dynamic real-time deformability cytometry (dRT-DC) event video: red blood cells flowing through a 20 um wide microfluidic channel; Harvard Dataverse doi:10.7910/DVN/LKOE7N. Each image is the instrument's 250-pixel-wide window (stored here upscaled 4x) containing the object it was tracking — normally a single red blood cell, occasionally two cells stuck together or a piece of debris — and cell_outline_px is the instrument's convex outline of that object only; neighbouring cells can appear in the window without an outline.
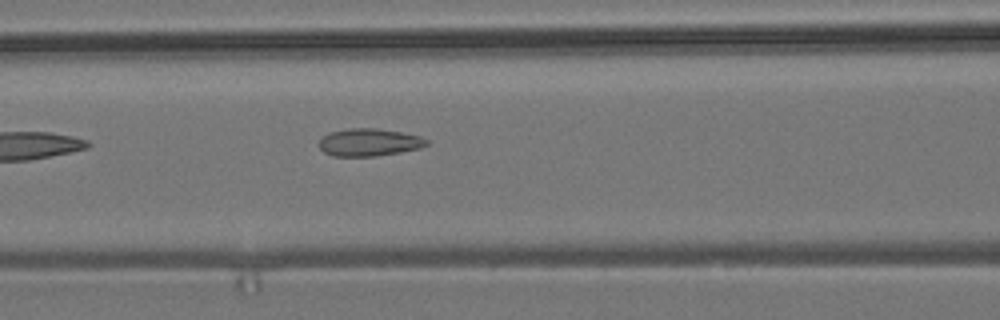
{"species": "common noctule bat (a hibernating species)", "species_latin": "Nyctalus noctula", "temperature_condition": "room temperature", "stored_images_in_passage": 6, "camera_frame_rate_fps": 3000, "um_per_image_px": 0.085, "animal": {"sex": "male", "body_mass_g": 19.2, "forearm_length_mm": 51.8}, "frame": {"image": 1, "passage_image": 6, "time_ms": 1.667, "image_size_px": [1000, 320], "cell_outline_px": [[428, 144], [420, 148], [400, 152], [376, 156], [332, 156], [324, 152], [320, 148], [320, 136], [328, 132], [348, 128], [376, 128], [400, 132], [420, 136], [428, 140]], "centroid_in_image_um": [31.34, 12.09], "position_along_channel_um": 135.3, "area_um2": 17.34}}